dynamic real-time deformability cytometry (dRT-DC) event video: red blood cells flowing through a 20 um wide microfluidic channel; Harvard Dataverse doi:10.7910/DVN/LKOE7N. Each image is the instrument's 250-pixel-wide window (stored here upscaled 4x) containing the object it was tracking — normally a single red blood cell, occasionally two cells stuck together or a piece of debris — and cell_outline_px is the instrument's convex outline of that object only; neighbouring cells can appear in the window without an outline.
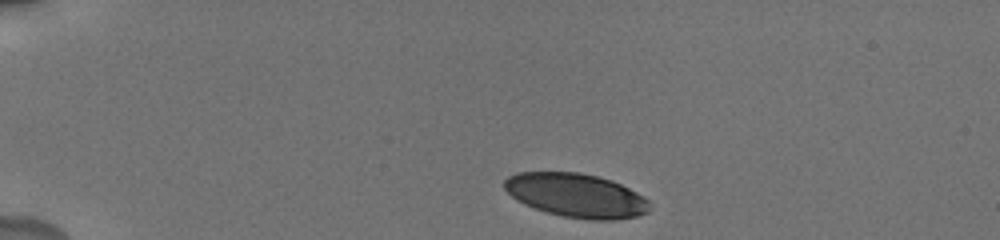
{"species": "human", "species_latin": "Homo sapiens", "temperature_condition": "cold", "stored_images_in_passage": 5, "camera_frame_rate_fps": 3000, "um_per_image_px": 0.085, "donor": {"sex": "male"}, "frame": {"image": 1, "passage_image": 1, "time_ms": 0.0, "image_size_px": [1000, 240], "cell_outline_px": [[648, 212], [636, 216], [616, 220], [588, 220], [564, 216], [548, 212], [524, 204], [516, 200], [504, 188], [504, 180], [508, 176], [516, 172], [580, 172], [612, 180], [644, 196], [648, 200]], "centroid_in_image_um": [48.96, 16.6], "position_along_channel_um": 36.0, "area_um2": 37.05}}
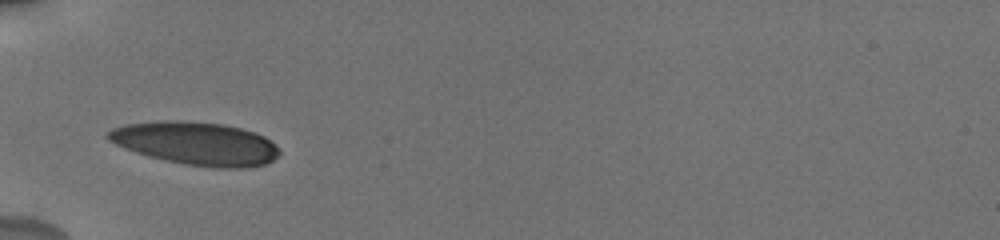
{"frame": {"image": 2, "passage_image": 4, "time_ms": 2.667, "image_size_px": [1000, 240], "cell_outline_px": [[280, 152], [272, 160], [264, 164], [244, 168], [212, 168], [188, 164], [168, 160], [136, 152], [124, 148], [108, 140], [104, 136], [112, 128], [124, 124], [160, 120], [180, 120], [224, 124], [240, 128], [264, 136], [276, 144], [280, 148]], "centroid_in_image_um": [16.65, 12.18], "position_along_channel_um": 68.4, "area_um2": 42.89}}